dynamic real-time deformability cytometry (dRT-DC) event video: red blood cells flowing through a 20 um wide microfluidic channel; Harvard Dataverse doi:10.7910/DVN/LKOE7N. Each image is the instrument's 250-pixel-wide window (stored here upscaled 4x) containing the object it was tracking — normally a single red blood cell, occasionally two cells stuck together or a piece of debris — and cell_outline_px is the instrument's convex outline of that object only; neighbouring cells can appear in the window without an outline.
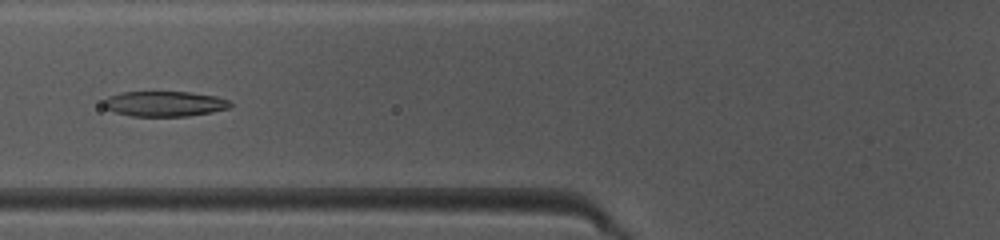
{"species": "common noctule bat (a hibernating species)", "species_latin": "Nyctalus noctula", "temperature_condition": "warm", "stored_images_in_passage": 39, "camera_frame_rate_fps": 3000, "um_per_image_px": 0.085, "animal": {"sex": "female", "body_mass_g": 10.0, "forearm_length_mm": 53.1}, "frame": {"image": 1, "passage_image": 10, "time_ms": 3.0, "image_size_px": [1000, 240], "cell_outline_px": [[232, 108], [212, 112], [188, 116], [132, 116], [116, 112], [104, 108], [100, 104], [108, 96], [120, 92], [192, 92], [216, 96], [228, 100], [232, 104]], "centroid_in_image_um": [13.98, 8.82], "position_along_channel_um": 111.8, "area_um2": 18.84}}
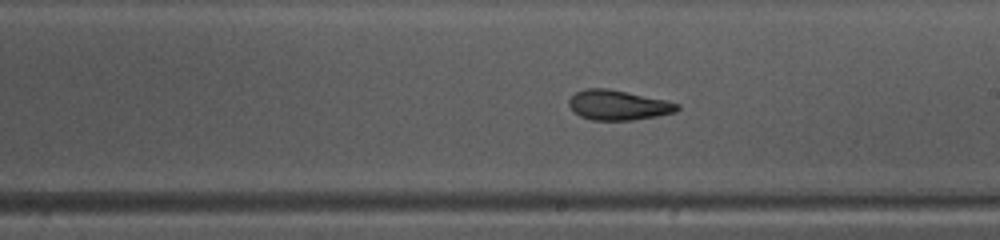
{"frame": {"image": 2, "passage_image": 19, "time_ms": 6.0, "image_size_px": [1000, 240], "cell_outline_px": [[680, 108], [676, 112], [656, 116], [632, 120], [592, 120], [580, 116], [572, 112], [568, 104], [568, 100], [576, 92], [584, 88], [608, 88], [668, 100], [680, 104]], "centroid_in_image_um": [52.54, 8.93], "position_along_channel_um": 236.5, "area_um2": 19.13}}
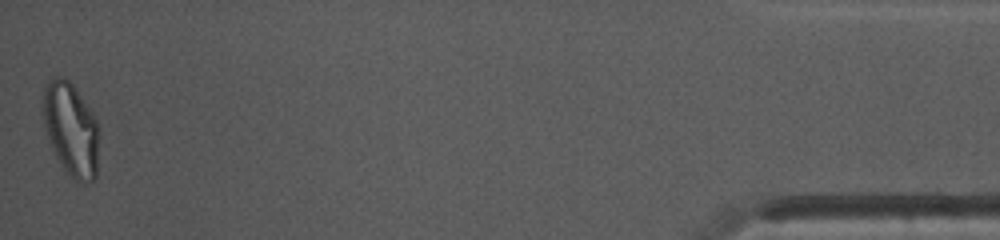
{"frame": {"image": 3, "passage_image": 39, "time_ms": 12.667, "image_size_px": [1000, 240], "cell_outline_px": [[100, 136], [96, 176], [92, 180], [84, 184], [76, 180], [64, 168], [56, 156], [52, 148], [44, 128], [40, 112], [40, 100], [44, 88], [48, 80], [56, 76], [60, 76], [68, 80], [72, 84], [96, 120], [100, 128]], "centroid_in_image_um": [6.0, 10.96], "position_along_channel_um": 429.2, "area_um2": 30.98}, "authors_computed_cell_mechanics": {"area_um2": 19.5364, "velocity_mm_per_s": 4.137, "shape_relaxation_time_tau1_ms": 4.1455, "shape_relaxation_time_tau2_ms": 2.5833, "deformation_change_tau1": 0.179, "deformation_change_tau2": 0.1079}}